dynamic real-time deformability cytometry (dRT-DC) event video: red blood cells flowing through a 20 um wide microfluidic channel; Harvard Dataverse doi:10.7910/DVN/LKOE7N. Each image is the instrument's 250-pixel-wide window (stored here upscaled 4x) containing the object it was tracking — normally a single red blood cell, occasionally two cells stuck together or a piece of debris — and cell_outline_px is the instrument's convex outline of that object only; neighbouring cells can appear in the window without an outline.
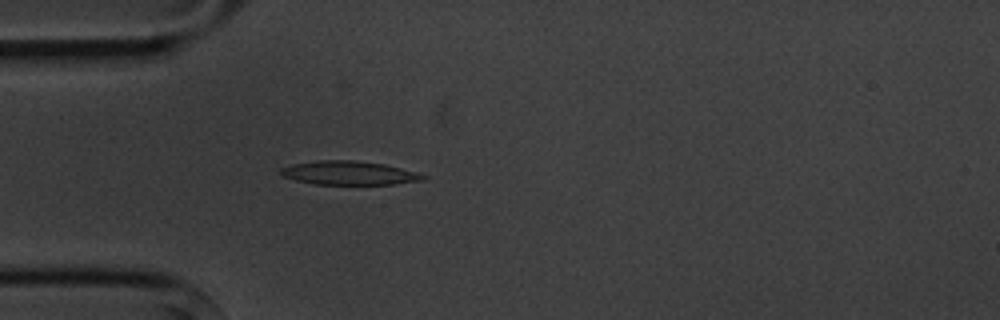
{"species": "common noctule bat (a hibernating species)", "species_latin": "Nyctalus noctula", "temperature_condition": "cold", "stored_images_in_passage": 1, "camera_frame_rate_fps": 3000, "um_per_image_px": 0.085, "animal": {"sex": "male", "body_mass_g": 20.1, "forearm_length_mm": 53.5}, "frame": {"image": 1, "passage_image": 1, "time_ms": 0.0, "image_size_px": [1000, 320], "cell_outline_px": [[428, 176], [424, 180], [392, 184], [316, 184], [296, 180], [284, 176], [280, 172], [280, 168], [292, 164], [320, 160], [352, 160], [384, 164], [416, 172]], "centroid_in_image_um": [29.67, 14.7], "position_along_channel_um": 55.3, "area_um2": 19.48}}